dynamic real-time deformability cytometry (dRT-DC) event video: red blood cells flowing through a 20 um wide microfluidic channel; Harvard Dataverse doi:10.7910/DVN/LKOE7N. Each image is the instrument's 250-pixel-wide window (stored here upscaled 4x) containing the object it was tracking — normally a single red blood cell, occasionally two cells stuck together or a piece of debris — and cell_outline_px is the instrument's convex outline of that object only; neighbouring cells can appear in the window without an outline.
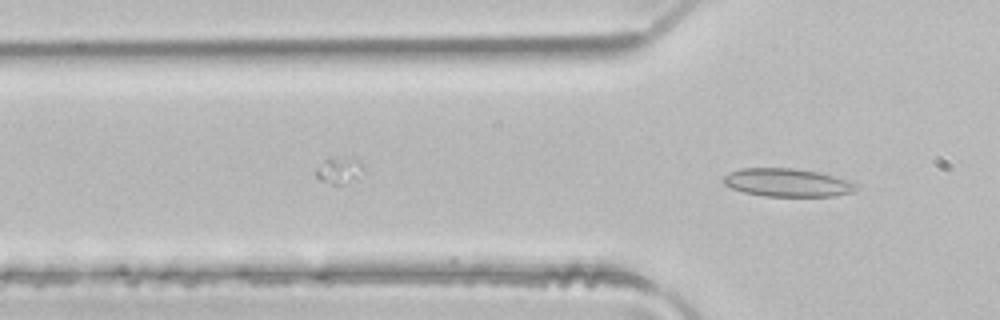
{"species": "common noctule bat (a hibernating species)", "species_latin": "Nyctalus noctula", "temperature_condition": "room temperature", "stored_images_in_passage": 9, "camera_frame_rate_fps": 3000, "um_per_image_px": 0.085, "animal": {"sex": "male", "body_mass_g": 21.5, "forearm_length_mm": 52.0}, "frame": {"image": 1, "passage_image": 9, "time_ms": 2.667, "image_size_px": [1000, 320], "cell_outline_px": [[856, 188], [852, 192], [832, 196], [764, 196], [744, 192], [732, 188], [724, 184], [720, 180], [728, 172], [740, 168], [792, 168], [816, 172], [848, 180], [856, 184]], "centroid_in_image_um": [66.84, 15.52], "position_along_channel_um": 59.0, "area_um2": 21.62}}